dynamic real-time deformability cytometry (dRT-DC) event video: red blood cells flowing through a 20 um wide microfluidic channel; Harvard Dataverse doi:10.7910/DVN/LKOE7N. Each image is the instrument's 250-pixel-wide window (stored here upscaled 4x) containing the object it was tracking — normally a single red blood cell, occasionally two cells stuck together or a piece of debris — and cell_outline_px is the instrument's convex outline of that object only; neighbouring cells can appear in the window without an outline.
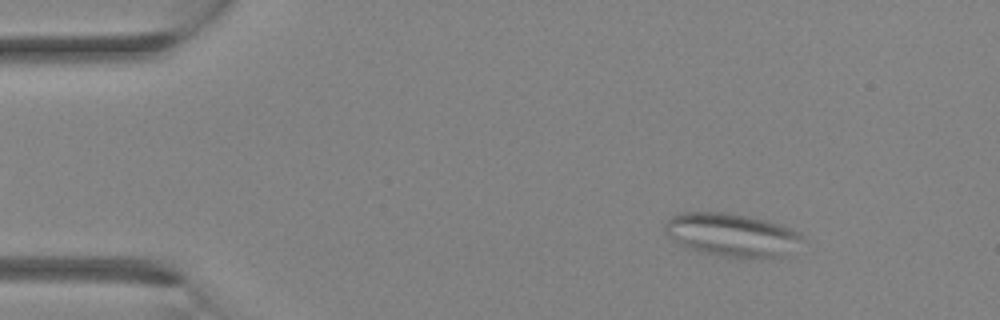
{"species": "Egyptian fruit bat (a non-hibernating species)", "species_latin": "Rousettus aegyptiacus", "temperature_condition": "room temperature", "stored_images_in_passage": 32, "camera_frame_rate_fps": 3000, "um_per_image_px": 0.085, "animal": {"sex": "female"}, "frame": {"image": 1, "passage_image": 4, "time_ms": 1.0, "image_size_px": [1000, 320], "cell_outline_px": [[804, 240], [784, 256], [720, 256], [700, 252], [680, 244], [668, 236], [664, 232], [664, 224], [672, 216], [680, 212], [728, 212], [748, 216], [764, 220], [800, 232], [804, 236]], "centroid_in_image_um": [62.16, 19.93], "position_along_channel_um": 22.8, "area_um2": 34.04}}
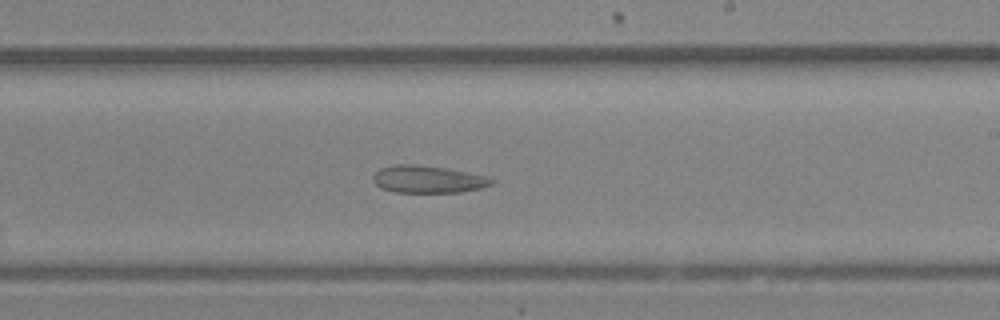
{"frame": {"image": 2, "passage_image": 19, "time_ms": 6.0, "image_size_px": [1000, 320], "cell_outline_px": [[496, 180], [492, 184], [480, 188], [460, 192], [396, 192], [380, 188], [372, 180], [372, 176], [380, 168], [396, 164], [416, 164], [444, 168], [488, 176]], "centroid_in_image_um": [36.36, 15.24], "position_along_channel_um": 252.6, "area_um2": 18.84}}
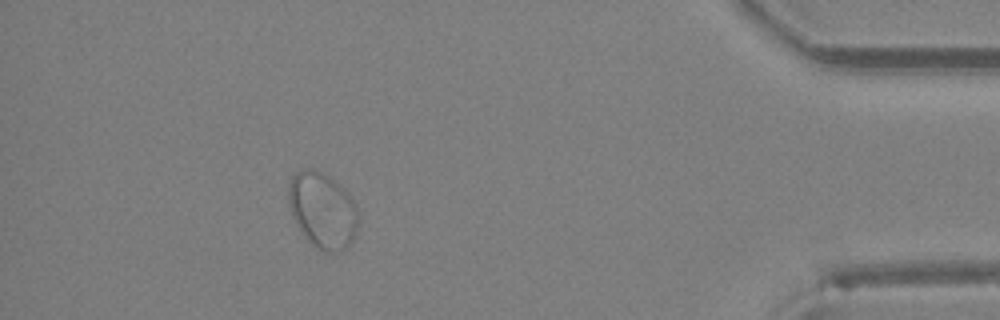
{"frame": {"image": 3, "passage_image": 29, "time_ms": 9.333, "image_size_px": [1000, 320], "cell_outline_px": [[356, 232], [352, 240], [340, 252], [328, 252], [316, 248], [300, 232], [292, 216], [288, 204], [288, 184], [292, 176], [296, 172], [304, 168], [316, 168], [324, 172], [340, 184], [344, 188], [356, 204]], "centroid_in_image_um": [27.37, 17.83], "position_along_channel_um": 407.8, "area_um2": 31.04}}